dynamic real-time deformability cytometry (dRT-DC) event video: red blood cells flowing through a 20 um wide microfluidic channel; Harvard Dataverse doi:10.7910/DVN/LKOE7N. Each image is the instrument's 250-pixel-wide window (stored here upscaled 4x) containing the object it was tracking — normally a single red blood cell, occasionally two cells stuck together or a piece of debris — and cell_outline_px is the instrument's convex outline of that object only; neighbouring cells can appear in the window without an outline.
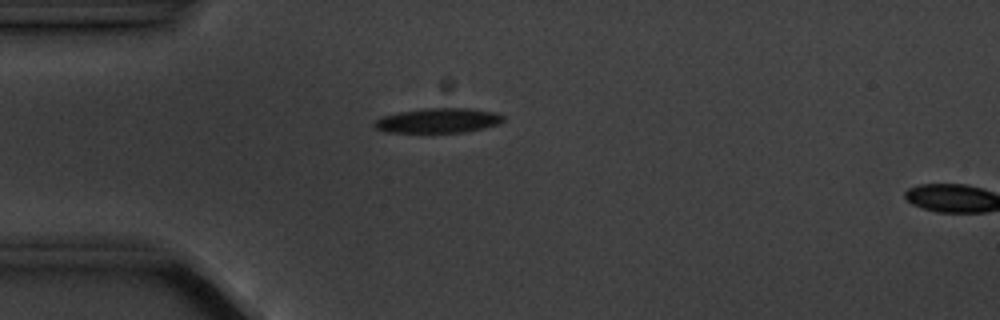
{"species": "common noctule bat (a hibernating species)", "species_latin": "Nyctalus noctula", "temperature_condition": "cold", "stored_images_in_passage": 5, "camera_frame_rate_fps": 3000, "um_per_image_px": 0.085, "animal": {"sex": "male", "body_mass_g": 20.1, "forearm_length_mm": 53.5}, "frame": {"image": 1, "passage_image": 4, "time_ms": 4.333, "image_size_px": [1000, 320], "cell_outline_px": [[504, 120], [500, 124], [484, 128], [464, 132], [384, 132], [376, 128], [372, 124], [376, 120], [384, 116], [400, 112], [424, 108], [468, 108], [496, 112], [504, 116]], "centroid_in_image_um": [37.28, 10.24], "position_along_channel_um": 47.7, "area_um2": 18.55}}